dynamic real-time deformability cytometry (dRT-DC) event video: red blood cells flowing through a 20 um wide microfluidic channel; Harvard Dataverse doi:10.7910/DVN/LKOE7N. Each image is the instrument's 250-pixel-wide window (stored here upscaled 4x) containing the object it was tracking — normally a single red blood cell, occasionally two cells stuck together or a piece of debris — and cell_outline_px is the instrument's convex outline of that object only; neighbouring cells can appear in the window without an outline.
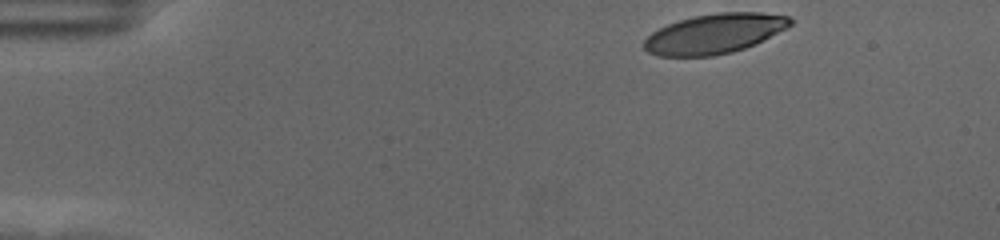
{"species": "human", "species_latin": "Homo sapiens", "temperature_condition": "cold", "stored_images_in_passage": 51, "camera_frame_rate_fps": 3000, "um_per_image_px": 0.085, "donor": {"sex": "female"}, "frame": {"image": 1, "passage_image": 1, "time_ms": 0.0, "image_size_px": [1000, 240], "cell_outline_px": [[792, 24], [744, 48], [732, 52], [712, 56], [656, 56], [648, 52], [644, 48], [644, 40], [652, 32], [668, 24], [692, 16], [716, 12], [760, 12], [788, 16], [792, 20]], "centroid_in_image_um": [60.67, 2.86], "position_along_channel_um": 24.3, "area_um2": 33.47}}
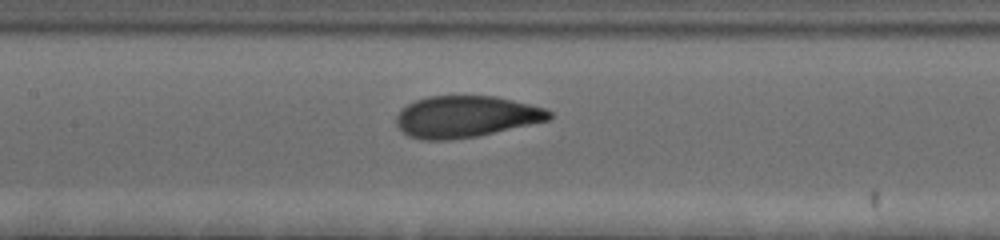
{"frame": {"image": 2, "passage_image": 21, "time_ms": 6.667, "image_size_px": [1000, 240], "cell_outline_px": [[552, 116], [548, 120], [476, 136], [448, 140], [420, 140], [408, 136], [396, 124], [396, 116], [408, 104], [416, 100], [428, 96], [496, 96], [544, 108], [552, 112]], "centroid_in_image_um": [39.57, 9.91], "position_along_channel_um": 167.8, "area_um2": 36.65}}
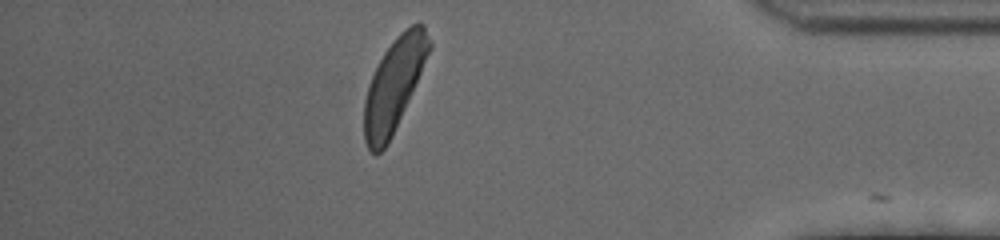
{"frame": {"image": 3, "passage_image": 44, "time_ms": 14.333, "image_size_px": [1000, 240], "cell_outline_px": [[432, 48], [392, 136], [388, 144], [376, 156], [368, 148], [364, 140], [364, 100], [368, 84], [384, 52], [396, 36], [404, 28], [412, 24], [424, 24], [432, 44]], "centroid_in_image_um": [33.49, 7.21], "position_along_channel_um": 401.7, "area_um2": 34.85}, "authors_computed_cell_mechanics": {"area_um2": 35.6626, "velocity_mm_per_s": 3.4946, "shape_relaxation_time_tau1_ms": 2.2295, "shape_relaxation_time_tau2_ms": 0.8848, "deformation_change_tau1": 0.1454, "deformation_change_tau2": 0.065}}